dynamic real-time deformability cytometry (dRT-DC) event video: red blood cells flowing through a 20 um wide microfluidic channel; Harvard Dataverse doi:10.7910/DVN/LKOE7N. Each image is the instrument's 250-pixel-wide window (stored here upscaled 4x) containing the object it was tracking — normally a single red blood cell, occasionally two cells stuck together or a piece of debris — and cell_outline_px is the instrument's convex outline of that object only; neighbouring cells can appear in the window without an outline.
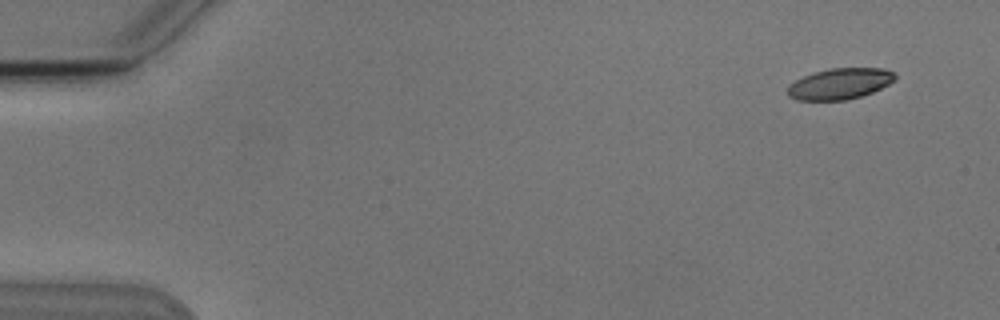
{"species": "Egyptian fruit bat (a non-hibernating species)", "species_latin": "Rousettus aegyptiacus", "temperature_condition": "cold", "stored_images_in_passage": 5, "segment_of_instrument_passage": [1, 2], "camera_frame_rate_fps": 3000, "um_per_image_px": 0.085, "animal": {"sex": "male"}, "frame": {"image": 1, "passage_image": 1, "time_ms": 0.0, "image_size_px": [1000, 320], "cell_outline_px": [[896, 80], [872, 92], [860, 96], [844, 100], [796, 100], [788, 96], [788, 88], [796, 80], [812, 72], [828, 68], [884, 68], [892, 72], [896, 76]], "centroid_in_image_um": [71.39, 7.11], "position_along_channel_um": 13.6, "area_um2": 19.31}}